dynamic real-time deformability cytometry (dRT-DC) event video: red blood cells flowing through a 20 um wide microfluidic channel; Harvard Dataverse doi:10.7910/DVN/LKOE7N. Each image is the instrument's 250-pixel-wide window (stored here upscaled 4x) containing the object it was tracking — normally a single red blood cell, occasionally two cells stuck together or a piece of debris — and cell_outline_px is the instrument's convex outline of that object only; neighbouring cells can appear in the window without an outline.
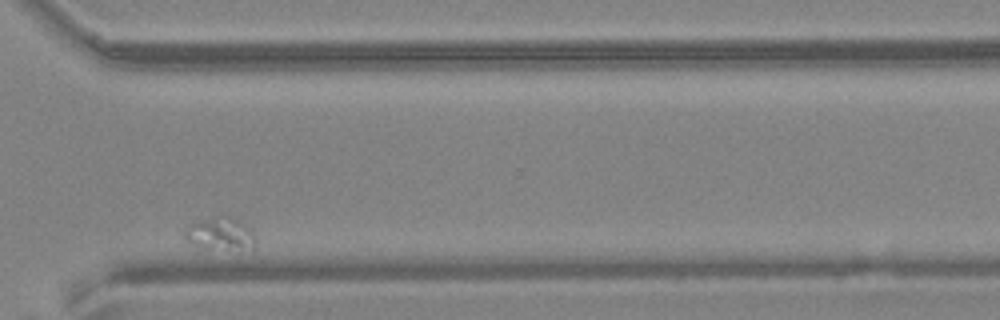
{"species": "common noctule bat (a hibernating species)", "species_latin": "Nyctalus noctula", "temperature_condition": "warm", "stored_images_in_passage": 12, "camera_frame_rate_fps": 3000, "um_per_image_px": 0.085, "animal": {"sex": "female", "body_mass_g": 24.6, "forearm_length_mm": 56.2}, "frame": {"image": 1, "passage_image": 12, "time_ms": 3.667, "image_size_px": [1000, 320], "cell_outline_px": [[256, 244], [252, 252], [208, 252], [184, 240], [184, 228], [188, 224], [200, 220], [228, 216], [232, 216], [244, 224], [252, 232], [256, 240]], "centroid_in_image_um": [18.74, 20.0], "position_along_channel_um": 351.9, "area_um2": 14.74}}